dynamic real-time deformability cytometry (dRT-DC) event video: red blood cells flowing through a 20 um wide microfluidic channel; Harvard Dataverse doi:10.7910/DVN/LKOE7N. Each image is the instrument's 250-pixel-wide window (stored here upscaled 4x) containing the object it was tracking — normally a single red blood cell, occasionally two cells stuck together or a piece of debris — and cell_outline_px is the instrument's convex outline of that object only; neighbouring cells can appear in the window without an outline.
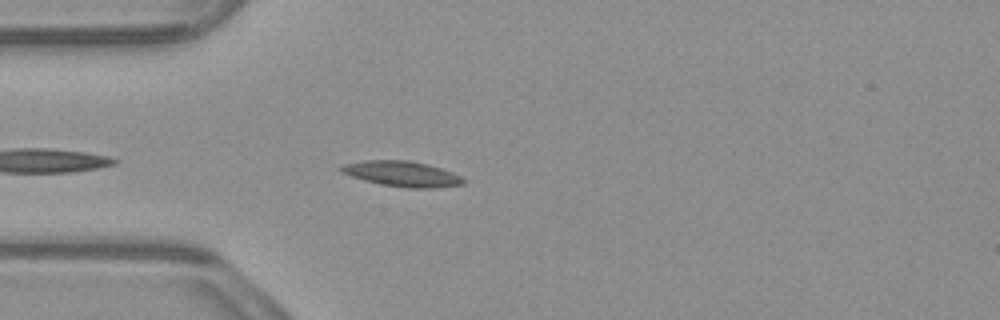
{"species": "common noctule bat (a hibernating species)", "species_latin": "Nyctalus noctula", "temperature_condition": "warm", "stored_images_in_passage": 18, "camera_frame_rate_fps": 3000, "um_per_image_px": 0.085, "animal": {"sex": "male", "body_mass_g": 23.1, "forearm_length_mm": 52.7}, "frame": {"image": 1, "passage_image": 4, "time_ms": 1.0, "image_size_px": [1000, 320], "cell_outline_px": [[464, 184], [436, 188], [408, 188], [380, 184], [364, 180], [340, 172], [340, 168], [344, 164], [368, 160], [408, 160], [428, 164], [452, 172], [460, 176], [464, 180]], "centroid_in_image_um": [34.19, 14.78], "position_along_channel_um": 50.8, "area_um2": 17.98}}
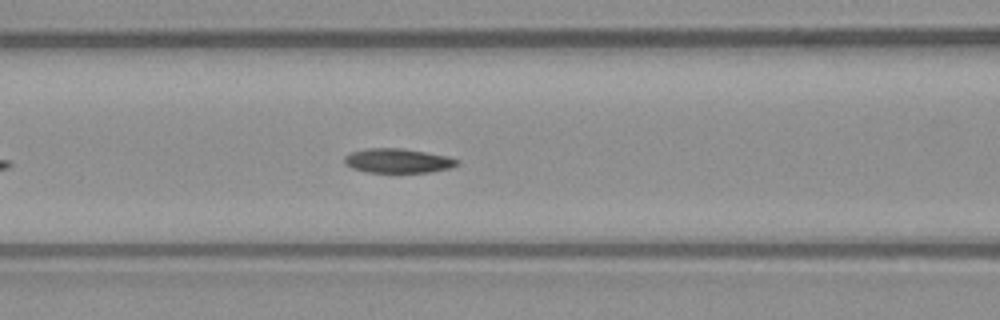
{"frame": {"image": 2, "passage_image": 11, "time_ms": 3.333, "image_size_px": [1000, 320], "cell_outline_px": [[460, 164], [452, 168], [432, 172], [368, 172], [352, 168], [344, 164], [344, 156], [352, 152], [364, 148], [404, 148], [448, 156], [460, 160]], "centroid_in_image_um": [33.85, 13.66], "position_along_channel_um": 132.7, "area_um2": 16.24}}
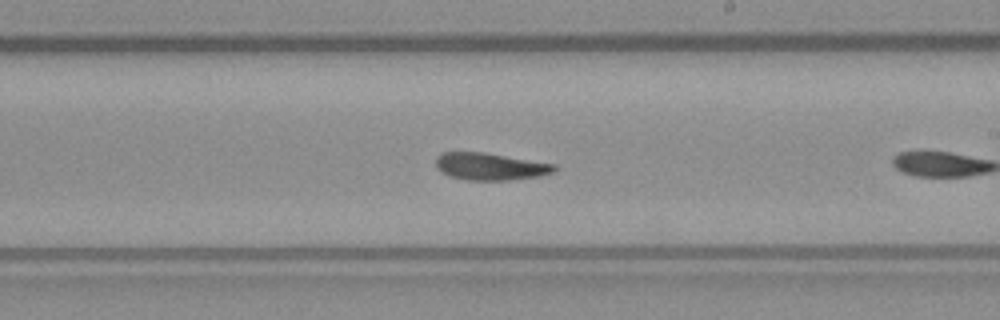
{"frame": {"image": 3, "passage_image": 17, "time_ms": 5.333, "image_size_px": [1000, 320], "cell_outline_px": [[556, 172], [540, 176], [508, 180], [468, 180], [452, 176], [436, 168], [436, 156], [444, 152], [484, 152], [556, 164]], "centroid_in_image_um": [41.71, 14.14], "position_along_channel_um": 247.3, "area_um2": 18.73}}